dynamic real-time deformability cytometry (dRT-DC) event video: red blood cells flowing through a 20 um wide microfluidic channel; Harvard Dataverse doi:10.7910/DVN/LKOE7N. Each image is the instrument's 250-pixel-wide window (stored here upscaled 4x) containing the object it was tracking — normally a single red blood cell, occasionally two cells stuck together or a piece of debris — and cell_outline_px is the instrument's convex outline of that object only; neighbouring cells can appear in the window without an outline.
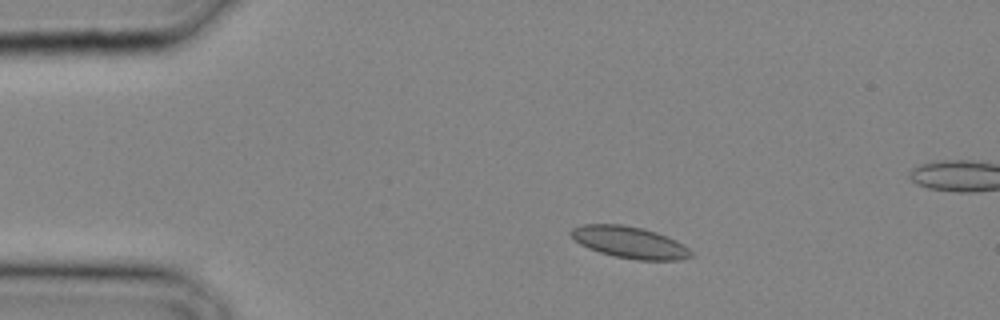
{"species": "common noctule bat (a hibernating species)", "species_latin": "Nyctalus noctula", "temperature_condition": "cold", "stored_images_in_passage": 29, "camera_frame_rate_fps": 3000, "um_per_image_px": 0.085, "animal": {"sex": "male", "body_mass_g": 20.4}, "frame": {"image": 1, "passage_image": 5, "time_ms": 1.333, "image_size_px": [1000, 320], "cell_outline_px": [[692, 256], [680, 260], [636, 260], [616, 256], [600, 252], [588, 248], [580, 244], [568, 232], [572, 228], [584, 224], [624, 224], [644, 228], [656, 232], [676, 240], [684, 244], [692, 252]], "centroid_in_image_um": [53.53, 20.59], "position_along_channel_um": 31.5, "area_um2": 22.2}}
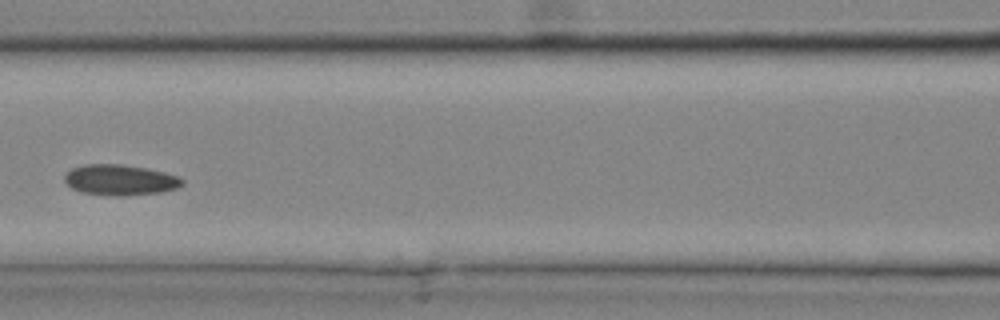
{"frame": {"image": 2, "passage_image": 13, "time_ms": 4.0, "image_size_px": [1000, 320], "cell_outline_px": [[184, 184], [176, 188], [160, 192], [120, 196], [84, 192], [72, 188], [64, 180], [64, 176], [72, 168], [84, 164], [120, 164], [144, 168], [164, 172], [180, 176], [184, 180]], "centroid_in_image_um": [10.23, 15.28], "position_along_channel_um": 156.4, "area_um2": 20.75}}